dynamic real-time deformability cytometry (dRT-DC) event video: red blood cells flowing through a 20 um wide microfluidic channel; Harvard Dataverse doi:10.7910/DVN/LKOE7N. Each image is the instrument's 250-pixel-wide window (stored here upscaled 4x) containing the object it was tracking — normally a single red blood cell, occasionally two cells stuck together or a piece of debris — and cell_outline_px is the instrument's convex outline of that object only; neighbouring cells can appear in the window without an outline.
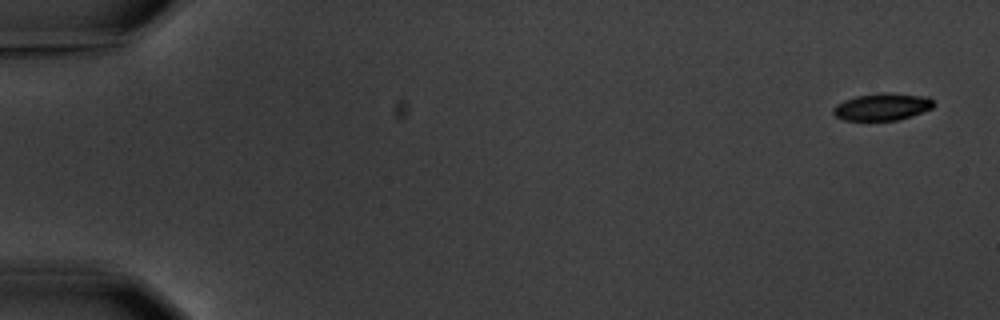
{"species": "common noctule bat (a hibernating species)", "species_latin": "Nyctalus noctula", "temperature_condition": "warm", "stored_images_in_passage": 5, "camera_frame_rate_fps": 3000, "um_per_image_px": 0.085, "animal": {"sex": "male", "body_mass_g": 20.1, "forearm_length_mm": 53.5}, "frame": {"image": 1, "passage_image": 1, "time_ms": 0.0, "image_size_px": [1000, 320], "cell_outline_px": [[936, 104], [932, 108], [912, 116], [900, 120], [844, 120], [836, 116], [832, 112], [832, 108], [836, 104], [844, 100], [856, 96], [884, 92], [892, 92], [928, 96]], "centroid_in_image_um": [75.01, 9.06], "position_along_channel_um": 10.0, "area_um2": 16.13}}
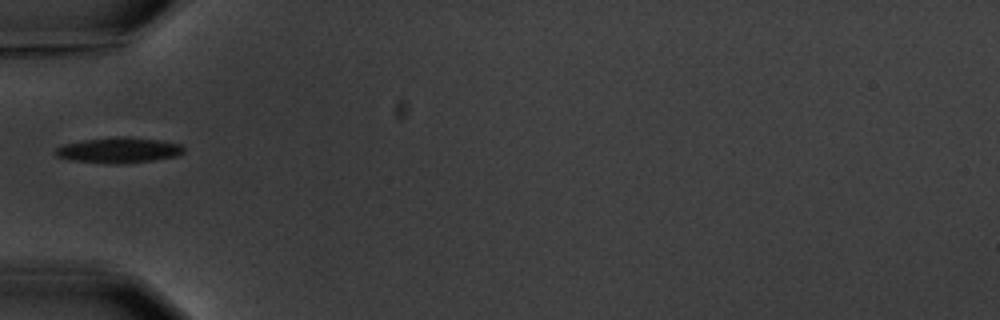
{"frame": {"image": 2, "passage_image": 5, "time_ms": 6.0, "image_size_px": [1000, 320], "cell_outline_px": [[184, 152], [176, 156], [152, 160], [124, 164], [116, 164], [72, 160], [56, 156], [56, 148], [64, 144], [84, 140], [116, 136], [128, 136], [160, 140], [180, 144], [184, 148]], "centroid_in_image_um": [10.12, 12.75], "position_along_channel_um": 74.9, "area_um2": 19.02}}